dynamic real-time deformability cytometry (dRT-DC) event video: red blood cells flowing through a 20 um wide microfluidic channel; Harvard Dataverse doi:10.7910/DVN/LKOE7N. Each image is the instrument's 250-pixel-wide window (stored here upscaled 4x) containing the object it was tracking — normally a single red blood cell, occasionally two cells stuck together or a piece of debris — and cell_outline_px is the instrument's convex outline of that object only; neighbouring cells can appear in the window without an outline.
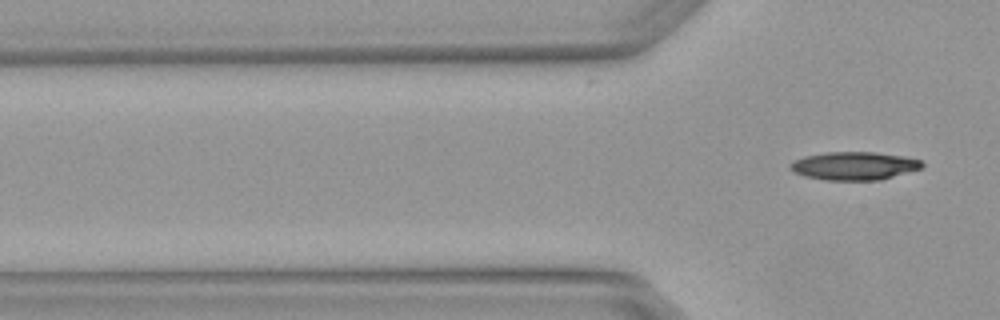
{"species": "Egyptian fruit bat (a non-hibernating species)", "species_latin": "Rousettus aegyptiacus", "temperature_condition": "warm", "stored_images_in_passage": 5, "camera_frame_rate_fps": 3000, "um_per_image_px": 0.085, "animal": {"sex": "female"}, "frame": {"image": 1, "passage_image": 5, "time_ms": 1.333, "image_size_px": [1000, 320], "cell_outline_px": [[924, 164], [920, 168], [880, 180], [824, 180], [804, 176], [788, 168], [788, 164], [792, 160], [804, 156], [824, 152], [876, 152], [904, 156], [920, 160]], "centroid_in_image_um": [72.54, 14.09], "position_along_channel_um": 53.3, "area_um2": 21.68}}